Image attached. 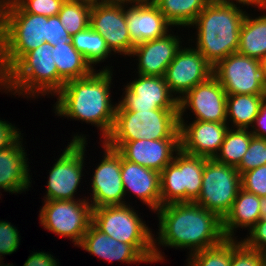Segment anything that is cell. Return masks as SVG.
<instances>
[{
    "label": "cell",
    "instance_id": "60d3db41",
    "mask_svg": "<svg viewBox=\"0 0 266 266\" xmlns=\"http://www.w3.org/2000/svg\"><path fill=\"white\" fill-rule=\"evenodd\" d=\"M23 135L19 128L8 120L0 119V150L13 145Z\"/></svg>",
    "mask_w": 266,
    "mask_h": 266
},
{
    "label": "cell",
    "instance_id": "c3c4849f",
    "mask_svg": "<svg viewBox=\"0 0 266 266\" xmlns=\"http://www.w3.org/2000/svg\"><path fill=\"white\" fill-rule=\"evenodd\" d=\"M263 266H266V251L262 253Z\"/></svg>",
    "mask_w": 266,
    "mask_h": 266
},
{
    "label": "cell",
    "instance_id": "d590c367",
    "mask_svg": "<svg viewBox=\"0 0 266 266\" xmlns=\"http://www.w3.org/2000/svg\"><path fill=\"white\" fill-rule=\"evenodd\" d=\"M241 188L258 197L266 196V165L241 174Z\"/></svg>",
    "mask_w": 266,
    "mask_h": 266
},
{
    "label": "cell",
    "instance_id": "3957f363",
    "mask_svg": "<svg viewBox=\"0 0 266 266\" xmlns=\"http://www.w3.org/2000/svg\"><path fill=\"white\" fill-rule=\"evenodd\" d=\"M246 10L235 5L209 2L190 26L196 29V37L191 36L194 40L189 38L188 41L196 43L194 48L212 67L230 54L237 53Z\"/></svg>",
    "mask_w": 266,
    "mask_h": 266
},
{
    "label": "cell",
    "instance_id": "f1b7e54d",
    "mask_svg": "<svg viewBox=\"0 0 266 266\" xmlns=\"http://www.w3.org/2000/svg\"><path fill=\"white\" fill-rule=\"evenodd\" d=\"M165 19L174 27H188L210 0H152ZM176 26V27H175ZM181 26V27H180Z\"/></svg>",
    "mask_w": 266,
    "mask_h": 266
},
{
    "label": "cell",
    "instance_id": "ffe728a7",
    "mask_svg": "<svg viewBox=\"0 0 266 266\" xmlns=\"http://www.w3.org/2000/svg\"><path fill=\"white\" fill-rule=\"evenodd\" d=\"M227 123L193 120L179 117L180 149L194 156L213 159L229 130Z\"/></svg>",
    "mask_w": 266,
    "mask_h": 266
},
{
    "label": "cell",
    "instance_id": "277c9868",
    "mask_svg": "<svg viewBox=\"0 0 266 266\" xmlns=\"http://www.w3.org/2000/svg\"><path fill=\"white\" fill-rule=\"evenodd\" d=\"M47 38V16L25 12L14 0L1 10L0 79Z\"/></svg>",
    "mask_w": 266,
    "mask_h": 266
},
{
    "label": "cell",
    "instance_id": "f35d334b",
    "mask_svg": "<svg viewBox=\"0 0 266 266\" xmlns=\"http://www.w3.org/2000/svg\"><path fill=\"white\" fill-rule=\"evenodd\" d=\"M248 234L241 242L248 248L259 251L261 254L266 251V220L259 219L256 224L247 231Z\"/></svg>",
    "mask_w": 266,
    "mask_h": 266
},
{
    "label": "cell",
    "instance_id": "603a6c76",
    "mask_svg": "<svg viewBox=\"0 0 266 266\" xmlns=\"http://www.w3.org/2000/svg\"><path fill=\"white\" fill-rule=\"evenodd\" d=\"M121 180L126 195L136 196L154 213L161 206L160 173L126 160L121 155ZM132 193V194H131ZM131 194V195H130Z\"/></svg>",
    "mask_w": 266,
    "mask_h": 266
},
{
    "label": "cell",
    "instance_id": "d6986e66",
    "mask_svg": "<svg viewBox=\"0 0 266 266\" xmlns=\"http://www.w3.org/2000/svg\"><path fill=\"white\" fill-rule=\"evenodd\" d=\"M104 143L117 150L126 160L159 173L173 161L175 154L180 150V139H138Z\"/></svg>",
    "mask_w": 266,
    "mask_h": 266
},
{
    "label": "cell",
    "instance_id": "7dc6e473",
    "mask_svg": "<svg viewBox=\"0 0 266 266\" xmlns=\"http://www.w3.org/2000/svg\"><path fill=\"white\" fill-rule=\"evenodd\" d=\"M11 0H0V10L6 7Z\"/></svg>",
    "mask_w": 266,
    "mask_h": 266
},
{
    "label": "cell",
    "instance_id": "f546056e",
    "mask_svg": "<svg viewBox=\"0 0 266 266\" xmlns=\"http://www.w3.org/2000/svg\"><path fill=\"white\" fill-rule=\"evenodd\" d=\"M71 42L75 49L83 55L85 60L95 70V65L106 62V59L114 55L107 47L103 36L94 31L90 26L72 35Z\"/></svg>",
    "mask_w": 266,
    "mask_h": 266
},
{
    "label": "cell",
    "instance_id": "6da1fadb",
    "mask_svg": "<svg viewBox=\"0 0 266 266\" xmlns=\"http://www.w3.org/2000/svg\"><path fill=\"white\" fill-rule=\"evenodd\" d=\"M157 235L153 234L154 263L164 261L160 247L186 249L188 256L219 245L224 239L222 220L213 212L194 203H170L155 212Z\"/></svg>",
    "mask_w": 266,
    "mask_h": 266
},
{
    "label": "cell",
    "instance_id": "f907efd6",
    "mask_svg": "<svg viewBox=\"0 0 266 266\" xmlns=\"http://www.w3.org/2000/svg\"><path fill=\"white\" fill-rule=\"evenodd\" d=\"M0 31H1V10H0Z\"/></svg>",
    "mask_w": 266,
    "mask_h": 266
},
{
    "label": "cell",
    "instance_id": "7c38bea8",
    "mask_svg": "<svg viewBox=\"0 0 266 266\" xmlns=\"http://www.w3.org/2000/svg\"><path fill=\"white\" fill-rule=\"evenodd\" d=\"M90 27L103 36L114 56L130 57L135 45L127 28L125 0H92Z\"/></svg>",
    "mask_w": 266,
    "mask_h": 266
},
{
    "label": "cell",
    "instance_id": "484cf974",
    "mask_svg": "<svg viewBox=\"0 0 266 266\" xmlns=\"http://www.w3.org/2000/svg\"><path fill=\"white\" fill-rule=\"evenodd\" d=\"M257 9L261 12L259 16L246 13L240 28L237 53L262 61L266 58V3Z\"/></svg>",
    "mask_w": 266,
    "mask_h": 266
},
{
    "label": "cell",
    "instance_id": "ba28073f",
    "mask_svg": "<svg viewBox=\"0 0 266 266\" xmlns=\"http://www.w3.org/2000/svg\"><path fill=\"white\" fill-rule=\"evenodd\" d=\"M86 134H74L62 154L55 159L47 177V190L43 200H76L88 199L78 197L77 190L85 173V151L87 146ZM80 184V185H79Z\"/></svg>",
    "mask_w": 266,
    "mask_h": 266
},
{
    "label": "cell",
    "instance_id": "ee69618b",
    "mask_svg": "<svg viewBox=\"0 0 266 266\" xmlns=\"http://www.w3.org/2000/svg\"><path fill=\"white\" fill-rule=\"evenodd\" d=\"M210 2L214 4H222V5H235L239 7H248L258 8L266 3V0H210Z\"/></svg>",
    "mask_w": 266,
    "mask_h": 266
},
{
    "label": "cell",
    "instance_id": "e575fe53",
    "mask_svg": "<svg viewBox=\"0 0 266 266\" xmlns=\"http://www.w3.org/2000/svg\"><path fill=\"white\" fill-rule=\"evenodd\" d=\"M230 266H263L262 254L246 247L239 238L231 239Z\"/></svg>",
    "mask_w": 266,
    "mask_h": 266
},
{
    "label": "cell",
    "instance_id": "d6a6232c",
    "mask_svg": "<svg viewBox=\"0 0 266 266\" xmlns=\"http://www.w3.org/2000/svg\"><path fill=\"white\" fill-rule=\"evenodd\" d=\"M186 262V266H230L231 239L189 255Z\"/></svg>",
    "mask_w": 266,
    "mask_h": 266
},
{
    "label": "cell",
    "instance_id": "1f68e13d",
    "mask_svg": "<svg viewBox=\"0 0 266 266\" xmlns=\"http://www.w3.org/2000/svg\"><path fill=\"white\" fill-rule=\"evenodd\" d=\"M92 0H65L58 17L72 36L90 26Z\"/></svg>",
    "mask_w": 266,
    "mask_h": 266
},
{
    "label": "cell",
    "instance_id": "2e32d148",
    "mask_svg": "<svg viewBox=\"0 0 266 266\" xmlns=\"http://www.w3.org/2000/svg\"><path fill=\"white\" fill-rule=\"evenodd\" d=\"M78 247L107 262L154 263L153 244H126L98 230L92 223Z\"/></svg>",
    "mask_w": 266,
    "mask_h": 266
},
{
    "label": "cell",
    "instance_id": "9a60e30c",
    "mask_svg": "<svg viewBox=\"0 0 266 266\" xmlns=\"http://www.w3.org/2000/svg\"><path fill=\"white\" fill-rule=\"evenodd\" d=\"M103 156L100 163L93 169L91 198L88 201L93 208L102 206L131 204L125 201V191L121 180V154L101 142ZM90 198V199H89Z\"/></svg>",
    "mask_w": 266,
    "mask_h": 266
},
{
    "label": "cell",
    "instance_id": "836d02e7",
    "mask_svg": "<svg viewBox=\"0 0 266 266\" xmlns=\"http://www.w3.org/2000/svg\"><path fill=\"white\" fill-rule=\"evenodd\" d=\"M266 165V139L252 136L248 150L236 168L240 174Z\"/></svg>",
    "mask_w": 266,
    "mask_h": 266
},
{
    "label": "cell",
    "instance_id": "4dcf8cb0",
    "mask_svg": "<svg viewBox=\"0 0 266 266\" xmlns=\"http://www.w3.org/2000/svg\"><path fill=\"white\" fill-rule=\"evenodd\" d=\"M252 136L250 129L229 128L218 153L213 159L237 168L248 150Z\"/></svg>",
    "mask_w": 266,
    "mask_h": 266
},
{
    "label": "cell",
    "instance_id": "ac0fdd59",
    "mask_svg": "<svg viewBox=\"0 0 266 266\" xmlns=\"http://www.w3.org/2000/svg\"><path fill=\"white\" fill-rule=\"evenodd\" d=\"M226 101L225 90L212 75L179 99V117L189 109L194 120L226 123Z\"/></svg>",
    "mask_w": 266,
    "mask_h": 266
},
{
    "label": "cell",
    "instance_id": "9c48e42d",
    "mask_svg": "<svg viewBox=\"0 0 266 266\" xmlns=\"http://www.w3.org/2000/svg\"><path fill=\"white\" fill-rule=\"evenodd\" d=\"M39 210L40 225L56 234L69 238L77 247L92 223V206L87 199L44 200Z\"/></svg>",
    "mask_w": 266,
    "mask_h": 266
},
{
    "label": "cell",
    "instance_id": "8fae6325",
    "mask_svg": "<svg viewBox=\"0 0 266 266\" xmlns=\"http://www.w3.org/2000/svg\"><path fill=\"white\" fill-rule=\"evenodd\" d=\"M130 204L92 209V224L101 232L126 244H153V232Z\"/></svg>",
    "mask_w": 266,
    "mask_h": 266
},
{
    "label": "cell",
    "instance_id": "b9f144b4",
    "mask_svg": "<svg viewBox=\"0 0 266 266\" xmlns=\"http://www.w3.org/2000/svg\"><path fill=\"white\" fill-rule=\"evenodd\" d=\"M57 260L50 252L32 251L23 266H59Z\"/></svg>",
    "mask_w": 266,
    "mask_h": 266
},
{
    "label": "cell",
    "instance_id": "7402d4cb",
    "mask_svg": "<svg viewBox=\"0 0 266 266\" xmlns=\"http://www.w3.org/2000/svg\"><path fill=\"white\" fill-rule=\"evenodd\" d=\"M172 32V33H171ZM171 30L165 36L135 45L131 57L135 58L137 74L164 77L166 69L174 59L184 40ZM138 61V62H137Z\"/></svg>",
    "mask_w": 266,
    "mask_h": 266
},
{
    "label": "cell",
    "instance_id": "7a4b0ae2",
    "mask_svg": "<svg viewBox=\"0 0 266 266\" xmlns=\"http://www.w3.org/2000/svg\"><path fill=\"white\" fill-rule=\"evenodd\" d=\"M112 78L113 69L106 65L87 77L67 81L54 96L55 115L97 127L103 142L112 130L118 104L111 98Z\"/></svg>",
    "mask_w": 266,
    "mask_h": 266
},
{
    "label": "cell",
    "instance_id": "52a82bcc",
    "mask_svg": "<svg viewBox=\"0 0 266 266\" xmlns=\"http://www.w3.org/2000/svg\"><path fill=\"white\" fill-rule=\"evenodd\" d=\"M208 159L180 149L160 173L161 206L194 202L202 188L204 165Z\"/></svg>",
    "mask_w": 266,
    "mask_h": 266
},
{
    "label": "cell",
    "instance_id": "816d5d0a",
    "mask_svg": "<svg viewBox=\"0 0 266 266\" xmlns=\"http://www.w3.org/2000/svg\"><path fill=\"white\" fill-rule=\"evenodd\" d=\"M3 259H4V258H1V257H0V265L2 264V262H4Z\"/></svg>",
    "mask_w": 266,
    "mask_h": 266
},
{
    "label": "cell",
    "instance_id": "44dd1931",
    "mask_svg": "<svg viewBox=\"0 0 266 266\" xmlns=\"http://www.w3.org/2000/svg\"><path fill=\"white\" fill-rule=\"evenodd\" d=\"M125 16L134 45L161 38L173 30L152 0H125Z\"/></svg>",
    "mask_w": 266,
    "mask_h": 266
},
{
    "label": "cell",
    "instance_id": "4316f807",
    "mask_svg": "<svg viewBox=\"0 0 266 266\" xmlns=\"http://www.w3.org/2000/svg\"><path fill=\"white\" fill-rule=\"evenodd\" d=\"M51 52L58 71V92L67 81L87 77L95 70L72 43L52 46Z\"/></svg>",
    "mask_w": 266,
    "mask_h": 266
},
{
    "label": "cell",
    "instance_id": "30bf717a",
    "mask_svg": "<svg viewBox=\"0 0 266 266\" xmlns=\"http://www.w3.org/2000/svg\"><path fill=\"white\" fill-rule=\"evenodd\" d=\"M241 188V174L235 167L208 159L202 188L194 203L215 213L221 220L229 213Z\"/></svg>",
    "mask_w": 266,
    "mask_h": 266
},
{
    "label": "cell",
    "instance_id": "5b68a950",
    "mask_svg": "<svg viewBox=\"0 0 266 266\" xmlns=\"http://www.w3.org/2000/svg\"><path fill=\"white\" fill-rule=\"evenodd\" d=\"M51 51L52 45L44 42L26 53L0 79V92L31 100L46 95L53 98L58 93V71Z\"/></svg>",
    "mask_w": 266,
    "mask_h": 266
},
{
    "label": "cell",
    "instance_id": "cb8c5ba5",
    "mask_svg": "<svg viewBox=\"0 0 266 266\" xmlns=\"http://www.w3.org/2000/svg\"><path fill=\"white\" fill-rule=\"evenodd\" d=\"M23 135L11 146L0 150V190L9 194L29 191L32 175Z\"/></svg>",
    "mask_w": 266,
    "mask_h": 266
},
{
    "label": "cell",
    "instance_id": "681fc988",
    "mask_svg": "<svg viewBox=\"0 0 266 266\" xmlns=\"http://www.w3.org/2000/svg\"><path fill=\"white\" fill-rule=\"evenodd\" d=\"M0 266H14V265H13V264H4V263L2 262V264H1Z\"/></svg>",
    "mask_w": 266,
    "mask_h": 266
},
{
    "label": "cell",
    "instance_id": "83f0119b",
    "mask_svg": "<svg viewBox=\"0 0 266 266\" xmlns=\"http://www.w3.org/2000/svg\"><path fill=\"white\" fill-rule=\"evenodd\" d=\"M264 95H227L226 123L233 129H250L259 113Z\"/></svg>",
    "mask_w": 266,
    "mask_h": 266
},
{
    "label": "cell",
    "instance_id": "e0dca14e",
    "mask_svg": "<svg viewBox=\"0 0 266 266\" xmlns=\"http://www.w3.org/2000/svg\"><path fill=\"white\" fill-rule=\"evenodd\" d=\"M212 70L213 67L194 45H182L168 65L164 79L170 91L179 100L189 90L212 76Z\"/></svg>",
    "mask_w": 266,
    "mask_h": 266
},
{
    "label": "cell",
    "instance_id": "f6af8a7d",
    "mask_svg": "<svg viewBox=\"0 0 266 266\" xmlns=\"http://www.w3.org/2000/svg\"><path fill=\"white\" fill-rule=\"evenodd\" d=\"M260 219L266 220V196L260 197Z\"/></svg>",
    "mask_w": 266,
    "mask_h": 266
},
{
    "label": "cell",
    "instance_id": "7bdbcfd3",
    "mask_svg": "<svg viewBox=\"0 0 266 266\" xmlns=\"http://www.w3.org/2000/svg\"><path fill=\"white\" fill-rule=\"evenodd\" d=\"M250 132L253 136L266 139V94L263 97L259 113L250 128Z\"/></svg>",
    "mask_w": 266,
    "mask_h": 266
},
{
    "label": "cell",
    "instance_id": "5bb4252c",
    "mask_svg": "<svg viewBox=\"0 0 266 266\" xmlns=\"http://www.w3.org/2000/svg\"><path fill=\"white\" fill-rule=\"evenodd\" d=\"M137 76L129 83L127 81L120 101L118 99L116 111L179 109V100L170 91L164 77Z\"/></svg>",
    "mask_w": 266,
    "mask_h": 266
},
{
    "label": "cell",
    "instance_id": "ab89813d",
    "mask_svg": "<svg viewBox=\"0 0 266 266\" xmlns=\"http://www.w3.org/2000/svg\"><path fill=\"white\" fill-rule=\"evenodd\" d=\"M71 38L72 36L63 27L58 15L47 17V38H45L46 43H49L52 46L63 43H72Z\"/></svg>",
    "mask_w": 266,
    "mask_h": 266
},
{
    "label": "cell",
    "instance_id": "d4e9b609",
    "mask_svg": "<svg viewBox=\"0 0 266 266\" xmlns=\"http://www.w3.org/2000/svg\"><path fill=\"white\" fill-rule=\"evenodd\" d=\"M260 197L242 188L238 191L229 213L222 220V230L226 239H237L239 228L250 230L260 219Z\"/></svg>",
    "mask_w": 266,
    "mask_h": 266
},
{
    "label": "cell",
    "instance_id": "8992f818",
    "mask_svg": "<svg viewBox=\"0 0 266 266\" xmlns=\"http://www.w3.org/2000/svg\"><path fill=\"white\" fill-rule=\"evenodd\" d=\"M138 139H180L179 109L116 111L112 130L103 142Z\"/></svg>",
    "mask_w": 266,
    "mask_h": 266
},
{
    "label": "cell",
    "instance_id": "74e56055",
    "mask_svg": "<svg viewBox=\"0 0 266 266\" xmlns=\"http://www.w3.org/2000/svg\"><path fill=\"white\" fill-rule=\"evenodd\" d=\"M20 231L11 222L0 220V257L10 255L18 250Z\"/></svg>",
    "mask_w": 266,
    "mask_h": 266
},
{
    "label": "cell",
    "instance_id": "8d00e7d4",
    "mask_svg": "<svg viewBox=\"0 0 266 266\" xmlns=\"http://www.w3.org/2000/svg\"><path fill=\"white\" fill-rule=\"evenodd\" d=\"M25 12L47 17L57 16L65 0H14Z\"/></svg>",
    "mask_w": 266,
    "mask_h": 266
},
{
    "label": "cell",
    "instance_id": "bcb514c9",
    "mask_svg": "<svg viewBox=\"0 0 266 266\" xmlns=\"http://www.w3.org/2000/svg\"><path fill=\"white\" fill-rule=\"evenodd\" d=\"M261 66H262V82L266 92V58L261 61Z\"/></svg>",
    "mask_w": 266,
    "mask_h": 266
},
{
    "label": "cell",
    "instance_id": "4fadbf2b",
    "mask_svg": "<svg viewBox=\"0 0 266 266\" xmlns=\"http://www.w3.org/2000/svg\"><path fill=\"white\" fill-rule=\"evenodd\" d=\"M213 76L227 95H265L261 60L233 53L213 67Z\"/></svg>",
    "mask_w": 266,
    "mask_h": 266
}]
</instances>
